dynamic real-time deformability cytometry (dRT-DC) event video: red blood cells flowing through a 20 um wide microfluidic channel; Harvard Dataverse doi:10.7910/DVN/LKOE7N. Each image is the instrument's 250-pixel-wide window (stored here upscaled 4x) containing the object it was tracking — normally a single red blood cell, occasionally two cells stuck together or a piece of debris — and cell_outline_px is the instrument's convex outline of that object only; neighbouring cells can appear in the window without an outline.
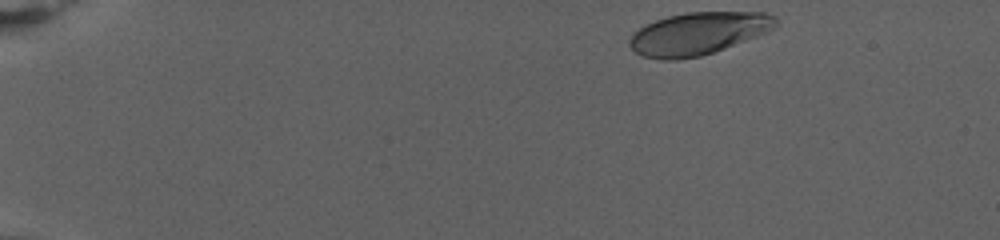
{"species": "human", "species_latin": "Homo sapiens", "temperature_condition": "warm", "stored_images_in_passage": 63, "camera_frame_rate_fps": 3000, "um_per_image_px": 0.085, "donor": {"sex": "female"}, "frame": {"image": 1, "passage_image": 1, "time_ms": 0.0, "image_size_px": [1000, 240], "cell_outline_px": [[776, 28], [756, 36], [724, 48], [700, 56], [676, 60], [660, 60], [640, 56], [628, 44], [628, 40], [632, 32], [644, 24], [668, 16], [688, 12], [764, 12], [776, 16]], "centroid_in_image_um": [59.29, 2.85], "position_along_channel_um": 25.7, "area_um2": 36.3}}
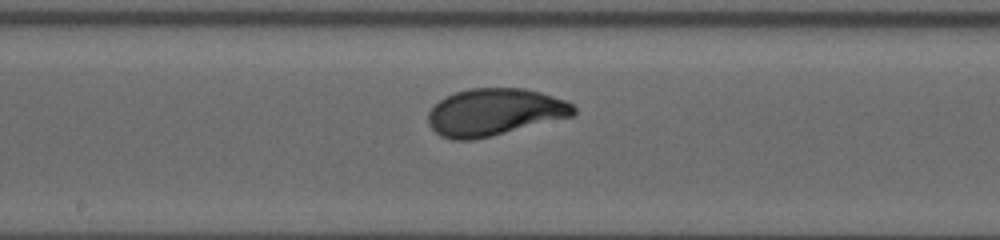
{"frame": {"image": 2, "passage_image": 35, "time_ms": 11.333, "image_size_px": [1000, 240], "cell_outline_px": [[576, 112], [572, 116], [472, 140], [452, 140], [440, 136], [428, 124], [428, 112], [440, 100], [456, 92], [468, 88], [524, 88], [540, 92], [564, 100], [572, 104], [576, 108]], "centroid_in_image_um": [42.01, 9.52], "position_along_channel_um": 206.2, "area_um2": 39.54}}
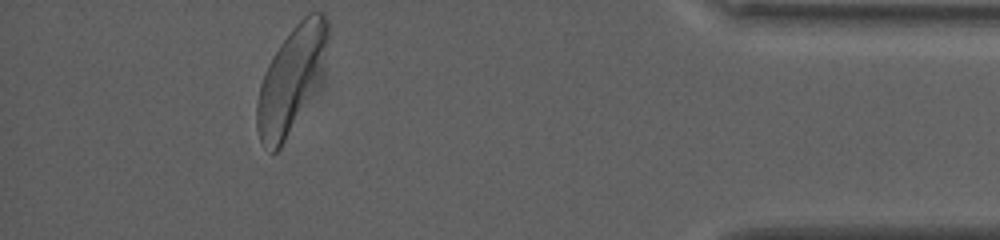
{"frame": {"image": 3, "passage_image": 63, "time_ms": 20.667, "image_size_px": [1000, 240], "cell_outline_px": [[328, 40], [320, 76], [280, 148], [276, 152], [272, 152], [260, 140], [256, 128], [256, 104], [260, 84], [268, 64], [280, 44], [292, 28], [308, 12], [324, 12], [328, 20]], "centroid_in_image_um": [24.72, 6.7], "position_along_channel_um": 410.5, "area_um2": 42.02}, "authors_computed_cell_mechanics": {"area_um2": 38.9572, "velocity_mm_per_s": 2.631, "shape_relaxation_time_tau1_ms": 4.5779, "shape_relaxation_time_tau2_ms": null, "deformation_change_tau1": 0.1967, "deformation_change_tau2": null}}